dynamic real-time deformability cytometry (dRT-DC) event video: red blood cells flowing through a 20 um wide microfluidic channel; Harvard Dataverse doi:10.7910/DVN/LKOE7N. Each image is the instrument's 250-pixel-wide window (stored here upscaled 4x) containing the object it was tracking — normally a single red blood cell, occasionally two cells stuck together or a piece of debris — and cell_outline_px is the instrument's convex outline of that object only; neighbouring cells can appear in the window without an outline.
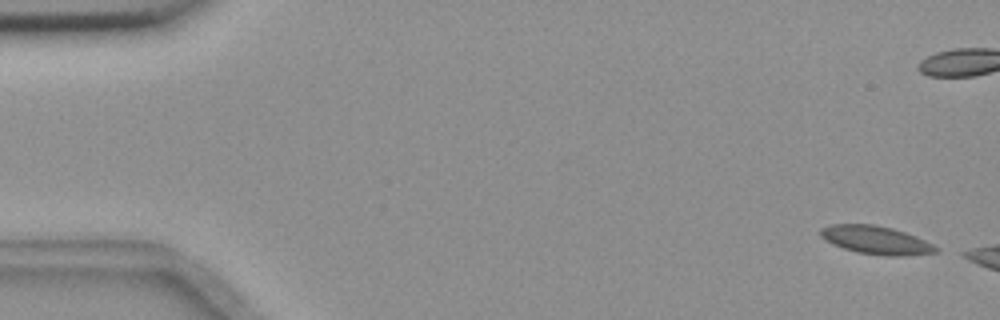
{"species": "common noctule bat (a hibernating species)", "species_latin": "Nyctalus noctula", "temperature_condition": "room temperature", "stored_images_in_passage": 56, "camera_frame_rate_fps": 3000, "um_per_image_px": 0.085, "animal": {"sex": "female", "body_mass_g": 18.4}, "frame": {"image": 1, "passage_image": 2, "time_ms": 0.333, "image_size_px": [1000, 320], "cell_outline_px": [[940, 248], [936, 252], [904, 256], [884, 256], [856, 252], [832, 244], [824, 240], [820, 236], [820, 228], [832, 224], [872, 224], [892, 228], [916, 236]], "centroid_in_image_um": [74.43, 20.41], "position_along_channel_um": 10.6, "area_um2": 19.02}}
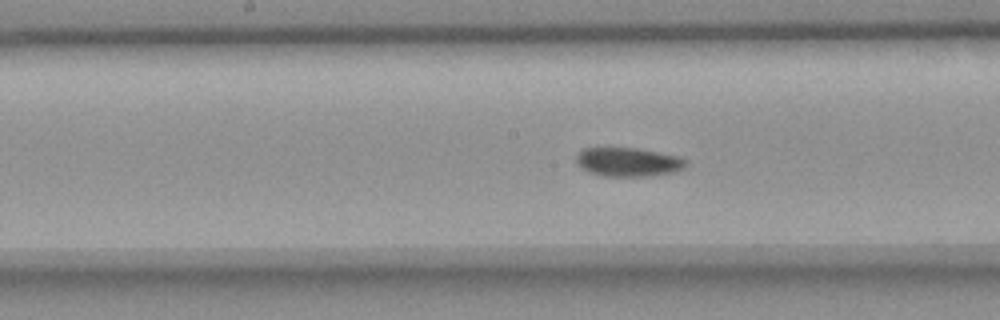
{"frame": {"image": 2, "passage_image": 28, "time_ms": 9.0, "image_size_px": [1000, 320], "cell_outline_px": [[688, 164], [684, 168], [672, 172], [648, 176], [604, 176], [588, 172], [580, 168], [576, 160], [576, 156], [584, 148], [636, 148], [680, 156], [688, 160]], "centroid_in_image_um": [53.41, 13.77], "position_along_channel_um": 194.8, "area_um2": 18.5}}
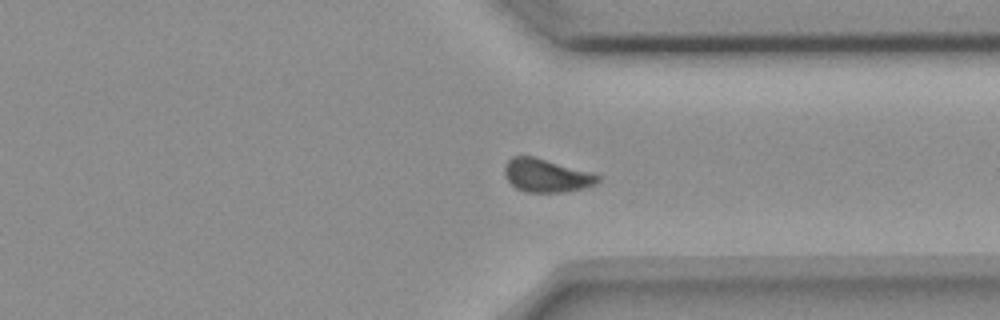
{"frame": {"image": 3, "passage_image": 42, "time_ms": 13.667, "image_size_px": [1000, 320], "cell_outline_px": [[600, 180], [596, 184], [584, 188], [564, 192], [524, 192], [516, 188], [504, 176], [504, 164], [512, 156], [532, 156], [592, 172], [600, 176]], "centroid_in_image_um": [46.43, 14.92], "position_along_channel_um": 365.0, "area_um2": 18.15}, "authors_computed_cell_mechanics": {"area_um2": 18.5249, "velocity_mm_per_s": 3.6377, "shape_relaxation_time_tau1_ms": 10.8274, "shape_relaxation_time_tau2_ms": 3.7551, "deformation_change_tau1": 0.1263, "deformation_change_tau2": 0.0687}}